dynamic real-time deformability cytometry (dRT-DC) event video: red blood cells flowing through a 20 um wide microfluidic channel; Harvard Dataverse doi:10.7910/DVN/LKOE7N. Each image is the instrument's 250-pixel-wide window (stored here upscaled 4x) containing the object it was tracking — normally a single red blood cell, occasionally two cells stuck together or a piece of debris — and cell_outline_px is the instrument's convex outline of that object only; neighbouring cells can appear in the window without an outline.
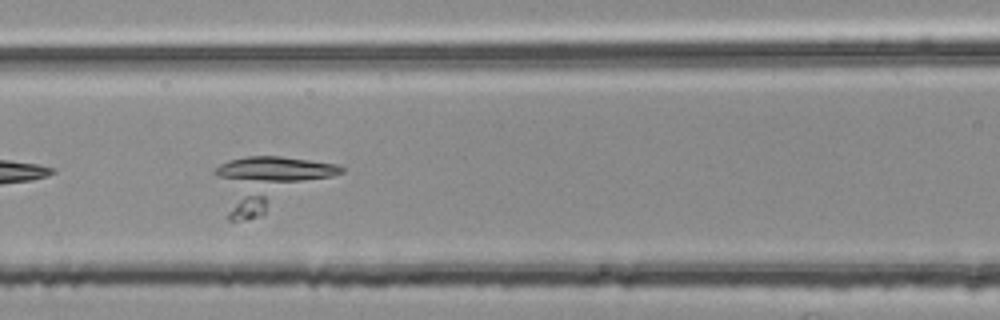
{"species": "common noctule bat (a hibernating species)", "species_latin": "Nyctalus noctula", "temperature_condition": "room temperature", "stored_images_in_passage": 27, "camera_frame_rate_fps": 3000, "um_per_image_px": 0.085, "animal": {"sex": "female", "body_mass_g": 25.1}, "frame": {"image": 1, "passage_image": 23, "time_ms": 7.333, "image_size_px": [1000, 320], "cell_outline_px": [[344, 172], [260, 216], [236, 220], [228, 220], [212, 172], [220, 164], [228, 160], [244, 156], [280, 156], [336, 164], [344, 168]], "centroid_in_image_um": [22.72, 15.52], "position_along_channel_um": 143.9, "area_um2": 38.67}}